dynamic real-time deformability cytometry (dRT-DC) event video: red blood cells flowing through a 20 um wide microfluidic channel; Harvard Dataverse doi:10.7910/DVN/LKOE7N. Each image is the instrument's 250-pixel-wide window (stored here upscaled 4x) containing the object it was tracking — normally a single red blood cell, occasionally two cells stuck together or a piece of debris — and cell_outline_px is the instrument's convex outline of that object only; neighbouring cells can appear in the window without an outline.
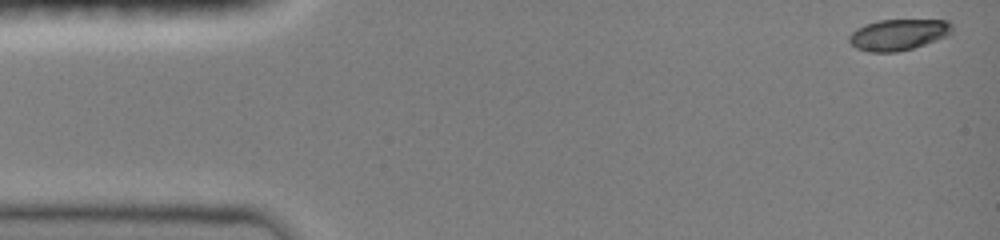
{"species": "common noctule bat (a hibernating species)", "species_latin": "Nyctalus noctula", "temperature_condition": "room temperature", "stored_images_in_passage": 32, "camera_frame_rate_fps": 3000, "um_per_image_px": 0.085, "animal": {"sex": "female", "body_mass_g": 19.0, "forearm_length_mm": 51.5}, "frame": {"image": 1, "passage_image": 1, "time_ms": 0.0, "image_size_px": [1000, 240], "cell_outline_px": [[952, 32], [948, 36], [912, 48], [896, 52], [868, 52], [856, 48], [848, 40], [848, 36], [856, 28], [864, 24], [880, 20], [948, 20], [952, 24]], "centroid_in_image_um": [76.35, 2.94], "position_along_channel_um": 8.7, "area_um2": 18.73}}
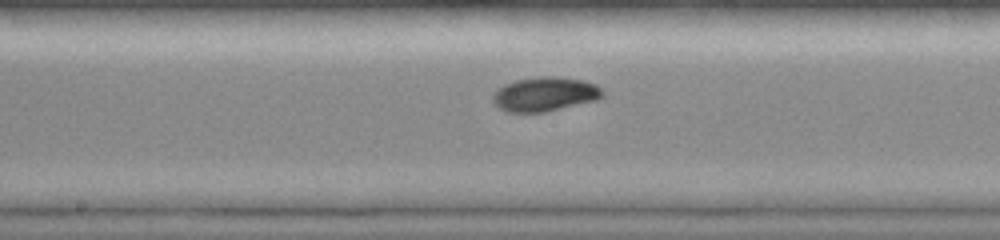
{"frame": {"image": 2, "passage_image": 18, "time_ms": 7.667, "image_size_px": [1000, 240], "cell_outline_px": [[604, 96], [596, 100], [544, 112], [508, 112], [500, 108], [492, 100], [492, 96], [496, 88], [504, 84], [516, 80], [540, 76], [552, 76], [584, 80], [596, 84], [604, 92]], "centroid_in_image_um": [46.31, 7.99], "position_along_channel_um": 201.9, "area_um2": 21.91}}
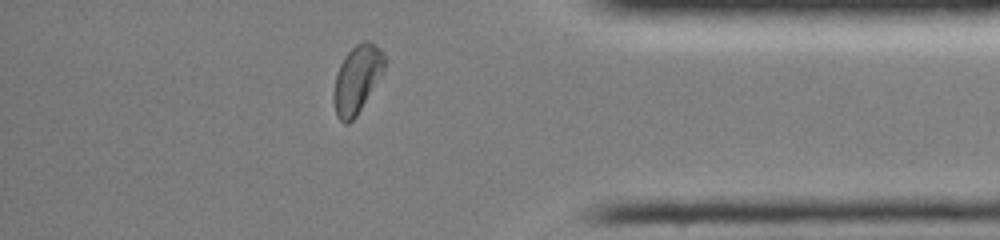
{"frame": {"image": 3, "passage_image": 30, "time_ms": 13.0, "image_size_px": [1000, 240], "cell_outline_px": [[384, 68], [356, 116], [348, 124], [344, 124], [336, 116], [332, 100], [332, 96], [336, 76], [340, 64], [344, 56], [356, 44], [364, 40], [368, 40], [380, 48], [384, 56]], "centroid_in_image_um": [30.29, 6.74], "position_along_channel_um": 404.9, "area_um2": 19.71}, "authors_computed_cell_mechanics": {"area_um2": 20.5768, "velocity_mm_per_s": 4.039, "shape_relaxation_time_tau1_ms": 4.7276, "shape_relaxation_time_tau2_ms": 4.1863, "deformation_change_tau1": 0.1707, "deformation_change_tau2": 0.0516}}